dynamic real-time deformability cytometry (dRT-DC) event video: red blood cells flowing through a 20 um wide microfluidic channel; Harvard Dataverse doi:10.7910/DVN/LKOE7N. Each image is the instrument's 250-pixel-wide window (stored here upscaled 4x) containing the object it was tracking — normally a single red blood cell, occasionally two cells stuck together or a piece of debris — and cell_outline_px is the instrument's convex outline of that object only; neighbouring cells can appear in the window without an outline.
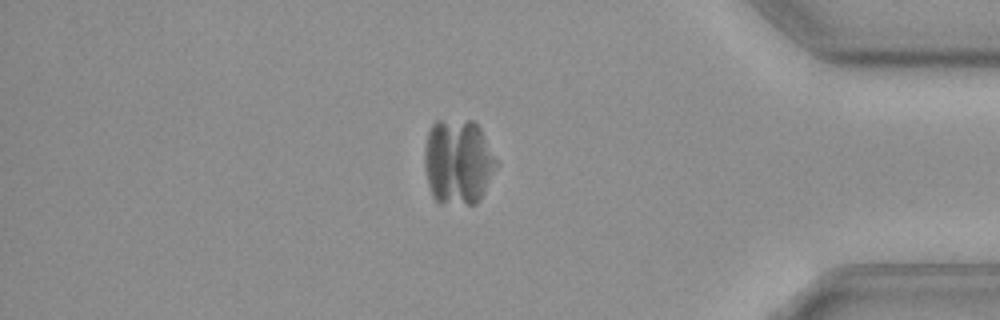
{"species": "common noctule bat (a hibernating species)", "species_latin": "Nyctalus noctula", "temperature_condition": "cold", "stored_images_in_passage": 34, "camera_frame_rate_fps": 3000, "um_per_image_px": 0.085, "animal": {"sex": "female", "body_mass_g": 19.3, "forearm_length_mm": 54.1}, "frame": {"image": 1, "passage_image": 31, "time_ms": 10.0, "image_size_px": [1000, 320], "cell_outline_px": [[496, 164], [476, 204], [440, 204], [432, 196], [428, 184], [424, 164], [424, 152], [428, 132], [432, 124], [436, 120], [472, 120], [480, 128], [496, 160]], "centroid_in_image_um": [38.88, 13.74], "position_along_channel_um": 396.3, "area_um2": 35.37}}